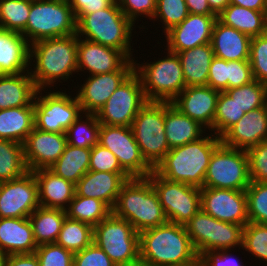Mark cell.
Instances as JSON below:
<instances>
[{"label": "cell", "instance_id": "680465c9", "mask_svg": "<svg viewBox=\"0 0 267 266\" xmlns=\"http://www.w3.org/2000/svg\"><path fill=\"white\" fill-rule=\"evenodd\" d=\"M5 266H40L35 253L12 254L6 256Z\"/></svg>", "mask_w": 267, "mask_h": 266}, {"label": "cell", "instance_id": "9a60e30c", "mask_svg": "<svg viewBox=\"0 0 267 266\" xmlns=\"http://www.w3.org/2000/svg\"><path fill=\"white\" fill-rule=\"evenodd\" d=\"M38 207V184L32 171L20 178L0 182V218H27Z\"/></svg>", "mask_w": 267, "mask_h": 266}, {"label": "cell", "instance_id": "60d3db41", "mask_svg": "<svg viewBox=\"0 0 267 266\" xmlns=\"http://www.w3.org/2000/svg\"><path fill=\"white\" fill-rule=\"evenodd\" d=\"M245 114L235 101L225 92L220 91L213 122V134L221 138Z\"/></svg>", "mask_w": 267, "mask_h": 266}, {"label": "cell", "instance_id": "8d00e7d4", "mask_svg": "<svg viewBox=\"0 0 267 266\" xmlns=\"http://www.w3.org/2000/svg\"><path fill=\"white\" fill-rule=\"evenodd\" d=\"M93 239L94 228L92 226L66 217L55 243L76 253L90 246Z\"/></svg>", "mask_w": 267, "mask_h": 266}, {"label": "cell", "instance_id": "9c48e42d", "mask_svg": "<svg viewBox=\"0 0 267 266\" xmlns=\"http://www.w3.org/2000/svg\"><path fill=\"white\" fill-rule=\"evenodd\" d=\"M59 89L37 90L34 97L35 128L46 132L65 133L82 114L76 95L70 93L74 91L62 90L61 87Z\"/></svg>", "mask_w": 267, "mask_h": 266}, {"label": "cell", "instance_id": "f1b7e54d", "mask_svg": "<svg viewBox=\"0 0 267 266\" xmlns=\"http://www.w3.org/2000/svg\"><path fill=\"white\" fill-rule=\"evenodd\" d=\"M37 90L30 72L0 75V110L34 106Z\"/></svg>", "mask_w": 267, "mask_h": 266}, {"label": "cell", "instance_id": "6da1fadb", "mask_svg": "<svg viewBox=\"0 0 267 266\" xmlns=\"http://www.w3.org/2000/svg\"><path fill=\"white\" fill-rule=\"evenodd\" d=\"M77 49V34L46 38L30 44L29 72L36 88L55 87L58 90V83L64 86L62 83L69 82L70 79L74 82L73 76L79 74Z\"/></svg>", "mask_w": 267, "mask_h": 266}, {"label": "cell", "instance_id": "d6a6232c", "mask_svg": "<svg viewBox=\"0 0 267 266\" xmlns=\"http://www.w3.org/2000/svg\"><path fill=\"white\" fill-rule=\"evenodd\" d=\"M91 148L65 146L59 159L49 168L57 176L76 184L88 171Z\"/></svg>", "mask_w": 267, "mask_h": 266}, {"label": "cell", "instance_id": "6f0895ef", "mask_svg": "<svg viewBox=\"0 0 267 266\" xmlns=\"http://www.w3.org/2000/svg\"><path fill=\"white\" fill-rule=\"evenodd\" d=\"M75 17L79 14H90L98 10L106 9L115 0H67Z\"/></svg>", "mask_w": 267, "mask_h": 266}, {"label": "cell", "instance_id": "03108f58", "mask_svg": "<svg viewBox=\"0 0 267 266\" xmlns=\"http://www.w3.org/2000/svg\"><path fill=\"white\" fill-rule=\"evenodd\" d=\"M133 266H145V265L142 264V263H139V264H136V265H133Z\"/></svg>", "mask_w": 267, "mask_h": 266}, {"label": "cell", "instance_id": "91938a15", "mask_svg": "<svg viewBox=\"0 0 267 266\" xmlns=\"http://www.w3.org/2000/svg\"><path fill=\"white\" fill-rule=\"evenodd\" d=\"M188 7L189 13L192 14H202V15H215L209 5L207 0H185Z\"/></svg>", "mask_w": 267, "mask_h": 266}, {"label": "cell", "instance_id": "ffe728a7", "mask_svg": "<svg viewBox=\"0 0 267 266\" xmlns=\"http://www.w3.org/2000/svg\"><path fill=\"white\" fill-rule=\"evenodd\" d=\"M130 58L123 52L78 37L77 69L89 75L120 70Z\"/></svg>", "mask_w": 267, "mask_h": 266}, {"label": "cell", "instance_id": "db71d44e", "mask_svg": "<svg viewBox=\"0 0 267 266\" xmlns=\"http://www.w3.org/2000/svg\"><path fill=\"white\" fill-rule=\"evenodd\" d=\"M254 81L249 60L228 61V89Z\"/></svg>", "mask_w": 267, "mask_h": 266}, {"label": "cell", "instance_id": "836d02e7", "mask_svg": "<svg viewBox=\"0 0 267 266\" xmlns=\"http://www.w3.org/2000/svg\"><path fill=\"white\" fill-rule=\"evenodd\" d=\"M66 217V210L38 207L28 217L36 244L55 243Z\"/></svg>", "mask_w": 267, "mask_h": 266}, {"label": "cell", "instance_id": "ee69618b", "mask_svg": "<svg viewBox=\"0 0 267 266\" xmlns=\"http://www.w3.org/2000/svg\"><path fill=\"white\" fill-rule=\"evenodd\" d=\"M241 250L267 265V225L248 222L243 229Z\"/></svg>", "mask_w": 267, "mask_h": 266}, {"label": "cell", "instance_id": "f35d334b", "mask_svg": "<svg viewBox=\"0 0 267 266\" xmlns=\"http://www.w3.org/2000/svg\"><path fill=\"white\" fill-rule=\"evenodd\" d=\"M243 225L215 220L211 240L197 253L200 257L208 250H237L242 248Z\"/></svg>", "mask_w": 267, "mask_h": 266}, {"label": "cell", "instance_id": "7c38bea8", "mask_svg": "<svg viewBox=\"0 0 267 266\" xmlns=\"http://www.w3.org/2000/svg\"><path fill=\"white\" fill-rule=\"evenodd\" d=\"M147 178L169 222L185 225L200 209V188L167 180L153 170Z\"/></svg>", "mask_w": 267, "mask_h": 266}, {"label": "cell", "instance_id": "5b68a950", "mask_svg": "<svg viewBox=\"0 0 267 266\" xmlns=\"http://www.w3.org/2000/svg\"><path fill=\"white\" fill-rule=\"evenodd\" d=\"M112 213L128 221L138 233L168 222L147 177H132L122 185Z\"/></svg>", "mask_w": 267, "mask_h": 266}, {"label": "cell", "instance_id": "6125c7cd", "mask_svg": "<svg viewBox=\"0 0 267 266\" xmlns=\"http://www.w3.org/2000/svg\"><path fill=\"white\" fill-rule=\"evenodd\" d=\"M211 11L218 16L229 4L230 0H207Z\"/></svg>", "mask_w": 267, "mask_h": 266}, {"label": "cell", "instance_id": "e575fe53", "mask_svg": "<svg viewBox=\"0 0 267 266\" xmlns=\"http://www.w3.org/2000/svg\"><path fill=\"white\" fill-rule=\"evenodd\" d=\"M28 171L23 144L0 139V182L20 178Z\"/></svg>", "mask_w": 267, "mask_h": 266}, {"label": "cell", "instance_id": "b9f144b4", "mask_svg": "<svg viewBox=\"0 0 267 266\" xmlns=\"http://www.w3.org/2000/svg\"><path fill=\"white\" fill-rule=\"evenodd\" d=\"M189 10L185 0H157L156 11L151 20L162 25V37L173 27L180 24L188 15ZM158 20V22H157ZM162 23V24H160Z\"/></svg>", "mask_w": 267, "mask_h": 266}, {"label": "cell", "instance_id": "f5cc1de1", "mask_svg": "<svg viewBox=\"0 0 267 266\" xmlns=\"http://www.w3.org/2000/svg\"><path fill=\"white\" fill-rule=\"evenodd\" d=\"M73 266H116L95 243L74 253Z\"/></svg>", "mask_w": 267, "mask_h": 266}, {"label": "cell", "instance_id": "603a6c76", "mask_svg": "<svg viewBox=\"0 0 267 266\" xmlns=\"http://www.w3.org/2000/svg\"><path fill=\"white\" fill-rule=\"evenodd\" d=\"M130 178L128 173L88 171L75 184V195L99 199L112 210L122 185Z\"/></svg>", "mask_w": 267, "mask_h": 266}, {"label": "cell", "instance_id": "bcb514c9", "mask_svg": "<svg viewBox=\"0 0 267 266\" xmlns=\"http://www.w3.org/2000/svg\"><path fill=\"white\" fill-rule=\"evenodd\" d=\"M216 219L200 209L185 225L192 245L198 253L212 238L213 224Z\"/></svg>", "mask_w": 267, "mask_h": 266}, {"label": "cell", "instance_id": "ac0fdd59", "mask_svg": "<svg viewBox=\"0 0 267 266\" xmlns=\"http://www.w3.org/2000/svg\"><path fill=\"white\" fill-rule=\"evenodd\" d=\"M216 15L190 13L180 24L168 31L164 37L169 51L178 53L211 42Z\"/></svg>", "mask_w": 267, "mask_h": 266}, {"label": "cell", "instance_id": "5bb4252c", "mask_svg": "<svg viewBox=\"0 0 267 266\" xmlns=\"http://www.w3.org/2000/svg\"><path fill=\"white\" fill-rule=\"evenodd\" d=\"M98 144L115 154L131 177H147L154 170L142 156L131 126L101 124Z\"/></svg>", "mask_w": 267, "mask_h": 266}, {"label": "cell", "instance_id": "9f6ffc18", "mask_svg": "<svg viewBox=\"0 0 267 266\" xmlns=\"http://www.w3.org/2000/svg\"><path fill=\"white\" fill-rule=\"evenodd\" d=\"M207 86L219 91L228 89V61L217 57L212 59Z\"/></svg>", "mask_w": 267, "mask_h": 266}, {"label": "cell", "instance_id": "ba28073f", "mask_svg": "<svg viewBox=\"0 0 267 266\" xmlns=\"http://www.w3.org/2000/svg\"><path fill=\"white\" fill-rule=\"evenodd\" d=\"M95 243L116 266L140 263L139 233L125 219L112 212L94 227Z\"/></svg>", "mask_w": 267, "mask_h": 266}, {"label": "cell", "instance_id": "e7e4bbea", "mask_svg": "<svg viewBox=\"0 0 267 266\" xmlns=\"http://www.w3.org/2000/svg\"><path fill=\"white\" fill-rule=\"evenodd\" d=\"M265 106L267 108V84H266V94H265Z\"/></svg>", "mask_w": 267, "mask_h": 266}, {"label": "cell", "instance_id": "816d5d0a", "mask_svg": "<svg viewBox=\"0 0 267 266\" xmlns=\"http://www.w3.org/2000/svg\"><path fill=\"white\" fill-rule=\"evenodd\" d=\"M156 1L157 0H118L117 2L126 17L134 25L137 22V25L139 24L138 21L144 22L142 20L143 17L152 20L156 11Z\"/></svg>", "mask_w": 267, "mask_h": 266}, {"label": "cell", "instance_id": "94428289", "mask_svg": "<svg viewBox=\"0 0 267 266\" xmlns=\"http://www.w3.org/2000/svg\"><path fill=\"white\" fill-rule=\"evenodd\" d=\"M230 4L254 11H267V0H230Z\"/></svg>", "mask_w": 267, "mask_h": 266}, {"label": "cell", "instance_id": "7402d4cb", "mask_svg": "<svg viewBox=\"0 0 267 266\" xmlns=\"http://www.w3.org/2000/svg\"><path fill=\"white\" fill-rule=\"evenodd\" d=\"M267 140L266 106L251 110L234 124L222 137L221 142L232 148L247 150Z\"/></svg>", "mask_w": 267, "mask_h": 266}, {"label": "cell", "instance_id": "484cf974", "mask_svg": "<svg viewBox=\"0 0 267 266\" xmlns=\"http://www.w3.org/2000/svg\"><path fill=\"white\" fill-rule=\"evenodd\" d=\"M251 39L217 19L213 26L210 44L217 58L226 61L249 60Z\"/></svg>", "mask_w": 267, "mask_h": 266}, {"label": "cell", "instance_id": "be15d7a7", "mask_svg": "<svg viewBox=\"0 0 267 266\" xmlns=\"http://www.w3.org/2000/svg\"><path fill=\"white\" fill-rule=\"evenodd\" d=\"M6 255L0 253V266H5Z\"/></svg>", "mask_w": 267, "mask_h": 266}, {"label": "cell", "instance_id": "8992f818", "mask_svg": "<svg viewBox=\"0 0 267 266\" xmlns=\"http://www.w3.org/2000/svg\"><path fill=\"white\" fill-rule=\"evenodd\" d=\"M158 60L138 62L134 59V71L141 79L145 97L148 101L172 102L186 87L183 70L177 53L165 47ZM167 55V56H166Z\"/></svg>", "mask_w": 267, "mask_h": 266}, {"label": "cell", "instance_id": "d4e9b609", "mask_svg": "<svg viewBox=\"0 0 267 266\" xmlns=\"http://www.w3.org/2000/svg\"><path fill=\"white\" fill-rule=\"evenodd\" d=\"M29 218H0V253L32 254L37 249Z\"/></svg>", "mask_w": 267, "mask_h": 266}, {"label": "cell", "instance_id": "7bdbcfd3", "mask_svg": "<svg viewBox=\"0 0 267 266\" xmlns=\"http://www.w3.org/2000/svg\"><path fill=\"white\" fill-rule=\"evenodd\" d=\"M225 92L245 113L265 106L266 85L257 80L237 88L227 89Z\"/></svg>", "mask_w": 267, "mask_h": 266}, {"label": "cell", "instance_id": "44dd1931", "mask_svg": "<svg viewBox=\"0 0 267 266\" xmlns=\"http://www.w3.org/2000/svg\"><path fill=\"white\" fill-rule=\"evenodd\" d=\"M220 91L210 86H190L171 102L184 115L213 133V122Z\"/></svg>", "mask_w": 267, "mask_h": 266}, {"label": "cell", "instance_id": "11a10c76", "mask_svg": "<svg viewBox=\"0 0 267 266\" xmlns=\"http://www.w3.org/2000/svg\"><path fill=\"white\" fill-rule=\"evenodd\" d=\"M232 250H208L199 257L200 266H246L239 256L235 257ZM240 261V262H239Z\"/></svg>", "mask_w": 267, "mask_h": 266}, {"label": "cell", "instance_id": "74e56055", "mask_svg": "<svg viewBox=\"0 0 267 266\" xmlns=\"http://www.w3.org/2000/svg\"><path fill=\"white\" fill-rule=\"evenodd\" d=\"M100 125L96 114L82 113L65 131L67 144L80 148L97 145Z\"/></svg>", "mask_w": 267, "mask_h": 266}, {"label": "cell", "instance_id": "681fc988", "mask_svg": "<svg viewBox=\"0 0 267 266\" xmlns=\"http://www.w3.org/2000/svg\"><path fill=\"white\" fill-rule=\"evenodd\" d=\"M249 177L253 182H267V140L246 150Z\"/></svg>", "mask_w": 267, "mask_h": 266}, {"label": "cell", "instance_id": "1f68e13d", "mask_svg": "<svg viewBox=\"0 0 267 266\" xmlns=\"http://www.w3.org/2000/svg\"><path fill=\"white\" fill-rule=\"evenodd\" d=\"M34 127V106L0 110V139L23 144Z\"/></svg>", "mask_w": 267, "mask_h": 266}, {"label": "cell", "instance_id": "277c9868", "mask_svg": "<svg viewBox=\"0 0 267 266\" xmlns=\"http://www.w3.org/2000/svg\"><path fill=\"white\" fill-rule=\"evenodd\" d=\"M76 21L79 38L123 51L131 60L135 59L132 36L137 26L126 17L117 1L106 9L79 14Z\"/></svg>", "mask_w": 267, "mask_h": 266}, {"label": "cell", "instance_id": "c3c4849f", "mask_svg": "<svg viewBox=\"0 0 267 266\" xmlns=\"http://www.w3.org/2000/svg\"><path fill=\"white\" fill-rule=\"evenodd\" d=\"M35 254L40 266H73L74 253L57 243L38 245Z\"/></svg>", "mask_w": 267, "mask_h": 266}, {"label": "cell", "instance_id": "3957f363", "mask_svg": "<svg viewBox=\"0 0 267 266\" xmlns=\"http://www.w3.org/2000/svg\"><path fill=\"white\" fill-rule=\"evenodd\" d=\"M221 143L208 131L197 141L170 149L154 170L167 180L201 189L211 156Z\"/></svg>", "mask_w": 267, "mask_h": 266}, {"label": "cell", "instance_id": "4316f807", "mask_svg": "<svg viewBox=\"0 0 267 266\" xmlns=\"http://www.w3.org/2000/svg\"><path fill=\"white\" fill-rule=\"evenodd\" d=\"M32 172L38 184L40 206L66 210L74 198L75 184L57 176L50 169Z\"/></svg>", "mask_w": 267, "mask_h": 266}, {"label": "cell", "instance_id": "d590c367", "mask_svg": "<svg viewBox=\"0 0 267 266\" xmlns=\"http://www.w3.org/2000/svg\"><path fill=\"white\" fill-rule=\"evenodd\" d=\"M112 210L101 200L74 195L66 209L67 217L89 224L93 228L104 220Z\"/></svg>", "mask_w": 267, "mask_h": 266}, {"label": "cell", "instance_id": "2e32d148", "mask_svg": "<svg viewBox=\"0 0 267 266\" xmlns=\"http://www.w3.org/2000/svg\"><path fill=\"white\" fill-rule=\"evenodd\" d=\"M134 71V60H129L120 70L111 73L88 75L83 83L75 85L76 98L82 113L96 114L120 84Z\"/></svg>", "mask_w": 267, "mask_h": 266}, {"label": "cell", "instance_id": "cb8c5ba5", "mask_svg": "<svg viewBox=\"0 0 267 266\" xmlns=\"http://www.w3.org/2000/svg\"><path fill=\"white\" fill-rule=\"evenodd\" d=\"M30 44L16 31L0 27V75L29 72Z\"/></svg>", "mask_w": 267, "mask_h": 266}, {"label": "cell", "instance_id": "7a4b0ae2", "mask_svg": "<svg viewBox=\"0 0 267 266\" xmlns=\"http://www.w3.org/2000/svg\"><path fill=\"white\" fill-rule=\"evenodd\" d=\"M140 263L145 266H195L199 256L184 225L166 222L139 233Z\"/></svg>", "mask_w": 267, "mask_h": 266}, {"label": "cell", "instance_id": "f907efd6", "mask_svg": "<svg viewBox=\"0 0 267 266\" xmlns=\"http://www.w3.org/2000/svg\"><path fill=\"white\" fill-rule=\"evenodd\" d=\"M89 171L127 173L115 154L100 144L91 147Z\"/></svg>", "mask_w": 267, "mask_h": 266}, {"label": "cell", "instance_id": "8fae6325", "mask_svg": "<svg viewBox=\"0 0 267 266\" xmlns=\"http://www.w3.org/2000/svg\"><path fill=\"white\" fill-rule=\"evenodd\" d=\"M250 182L246 150L221 143L211 156L203 187L246 190Z\"/></svg>", "mask_w": 267, "mask_h": 266}, {"label": "cell", "instance_id": "ab89813d", "mask_svg": "<svg viewBox=\"0 0 267 266\" xmlns=\"http://www.w3.org/2000/svg\"><path fill=\"white\" fill-rule=\"evenodd\" d=\"M31 0H0V27L22 32L27 25Z\"/></svg>", "mask_w": 267, "mask_h": 266}, {"label": "cell", "instance_id": "30bf717a", "mask_svg": "<svg viewBox=\"0 0 267 266\" xmlns=\"http://www.w3.org/2000/svg\"><path fill=\"white\" fill-rule=\"evenodd\" d=\"M131 128L145 161L155 169L170 150L165 135L164 102L148 101Z\"/></svg>", "mask_w": 267, "mask_h": 266}, {"label": "cell", "instance_id": "52a82bcc", "mask_svg": "<svg viewBox=\"0 0 267 266\" xmlns=\"http://www.w3.org/2000/svg\"><path fill=\"white\" fill-rule=\"evenodd\" d=\"M77 21L67 0H31L26 28L21 34L29 44L46 38L76 34Z\"/></svg>", "mask_w": 267, "mask_h": 266}, {"label": "cell", "instance_id": "d6986e66", "mask_svg": "<svg viewBox=\"0 0 267 266\" xmlns=\"http://www.w3.org/2000/svg\"><path fill=\"white\" fill-rule=\"evenodd\" d=\"M66 145L65 133L46 132L34 127L23 143L28 170L49 169L62 155Z\"/></svg>", "mask_w": 267, "mask_h": 266}, {"label": "cell", "instance_id": "4fadbf2b", "mask_svg": "<svg viewBox=\"0 0 267 266\" xmlns=\"http://www.w3.org/2000/svg\"><path fill=\"white\" fill-rule=\"evenodd\" d=\"M147 102L141 79L133 71L98 110L97 120L104 125L130 127Z\"/></svg>", "mask_w": 267, "mask_h": 266}, {"label": "cell", "instance_id": "f6af8a7d", "mask_svg": "<svg viewBox=\"0 0 267 266\" xmlns=\"http://www.w3.org/2000/svg\"><path fill=\"white\" fill-rule=\"evenodd\" d=\"M248 222L267 225V182H250L245 190Z\"/></svg>", "mask_w": 267, "mask_h": 266}, {"label": "cell", "instance_id": "7dc6e473", "mask_svg": "<svg viewBox=\"0 0 267 266\" xmlns=\"http://www.w3.org/2000/svg\"><path fill=\"white\" fill-rule=\"evenodd\" d=\"M249 63L254 80L267 84V32L253 37L250 44Z\"/></svg>", "mask_w": 267, "mask_h": 266}, {"label": "cell", "instance_id": "e0dca14e", "mask_svg": "<svg viewBox=\"0 0 267 266\" xmlns=\"http://www.w3.org/2000/svg\"><path fill=\"white\" fill-rule=\"evenodd\" d=\"M200 195L201 209L213 218L243 226L248 223L245 190L203 187Z\"/></svg>", "mask_w": 267, "mask_h": 266}, {"label": "cell", "instance_id": "83f0119b", "mask_svg": "<svg viewBox=\"0 0 267 266\" xmlns=\"http://www.w3.org/2000/svg\"><path fill=\"white\" fill-rule=\"evenodd\" d=\"M164 124L170 149L197 141L208 132L199 122L184 115L170 102H164Z\"/></svg>", "mask_w": 267, "mask_h": 266}, {"label": "cell", "instance_id": "4dcf8cb0", "mask_svg": "<svg viewBox=\"0 0 267 266\" xmlns=\"http://www.w3.org/2000/svg\"><path fill=\"white\" fill-rule=\"evenodd\" d=\"M217 19L226 26L235 28L250 38L267 32V11H254L229 4Z\"/></svg>", "mask_w": 267, "mask_h": 266}, {"label": "cell", "instance_id": "f546056e", "mask_svg": "<svg viewBox=\"0 0 267 266\" xmlns=\"http://www.w3.org/2000/svg\"><path fill=\"white\" fill-rule=\"evenodd\" d=\"M177 55L181 62L186 87L206 86L209 68L215 57L211 44L178 52Z\"/></svg>", "mask_w": 267, "mask_h": 266}]
</instances>
